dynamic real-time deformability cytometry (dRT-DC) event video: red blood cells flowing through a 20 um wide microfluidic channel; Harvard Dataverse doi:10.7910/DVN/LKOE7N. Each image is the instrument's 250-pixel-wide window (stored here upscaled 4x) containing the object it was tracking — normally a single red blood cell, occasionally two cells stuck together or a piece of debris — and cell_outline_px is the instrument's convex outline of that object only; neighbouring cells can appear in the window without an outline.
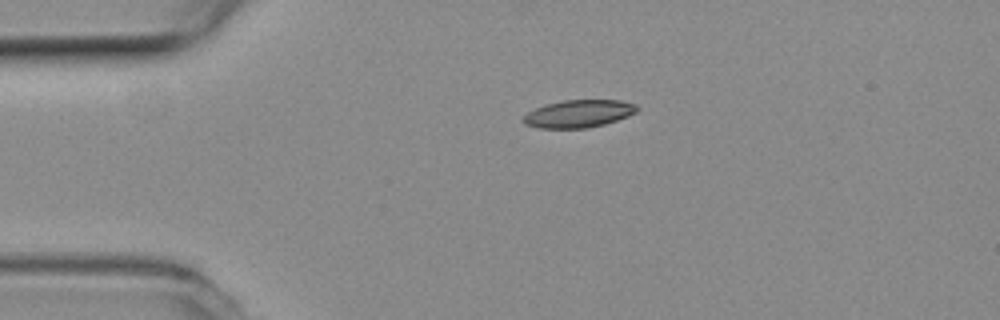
{"species": "common noctule bat (a hibernating species)", "species_latin": "Nyctalus noctula", "temperature_condition": "room temperature", "stored_images_in_passage": 2, "camera_frame_rate_fps": 3000, "um_per_image_px": 0.085, "animal": {"sex": "female", "body_mass_g": 19.3, "forearm_length_mm": 54.1}, "frame": {"image": 1, "passage_image": 1, "time_ms": 0.0, "image_size_px": [1000, 320], "cell_outline_px": [[640, 108], [636, 112], [628, 116], [604, 124], [584, 128], [536, 128], [524, 124], [524, 116], [528, 112], [536, 108], [548, 104], [564, 100], [620, 100], [636, 104]], "centroid_in_image_um": [49.21, 9.66], "position_along_channel_um": 35.8, "area_um2": 18.15}}